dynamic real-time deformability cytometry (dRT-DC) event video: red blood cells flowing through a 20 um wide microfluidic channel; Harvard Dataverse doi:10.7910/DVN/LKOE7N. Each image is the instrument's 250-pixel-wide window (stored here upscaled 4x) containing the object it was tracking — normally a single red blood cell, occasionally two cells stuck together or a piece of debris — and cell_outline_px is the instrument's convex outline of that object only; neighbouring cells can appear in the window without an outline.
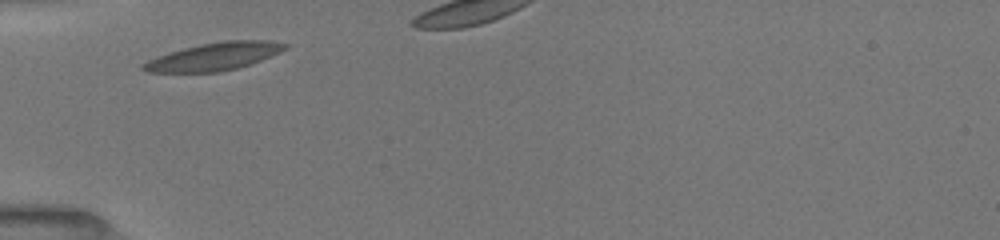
{"species": "common noctule bat (a hibernating species)", "species_latin": "Nyctalus noctula", "temperature_condition": "room temperature", "stored_images_in_passage": 8, "camera_frame_rate_fps": 3000, "um_per_image_px": 0.085, "animal": {"sex": "female", "body_mass_g": 19.5, "forearm_length_mm": 54.1}, "frame": {"image": 1, "passage_image": 1, "time_ms": 0.0, "image_size_px": [1000, 240], "cell_outline_px": [[288, 48], [272, 56], [236, 68], [220, 72], [148, 72], [140, 68], [140, 64], [156, 56], [168, 52], [200, 44], [224, 40], [268, 40], [288, 44]], "centroid_in_image_um": [18.18, 4.8], "position_along_channel_um": 66.8, "area_um2": 22.95}}
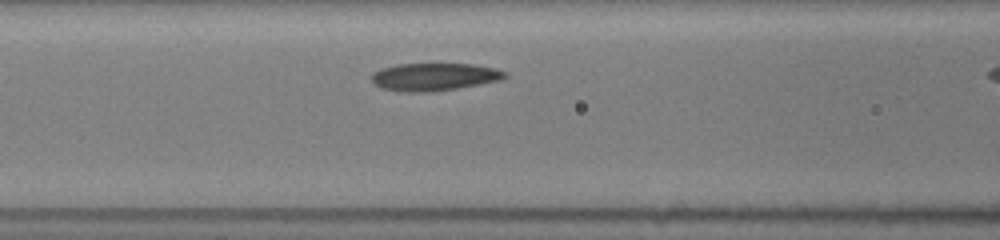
{"frame": {"image": 2, "passage_image": 6, "time_ms": 1.667, "image_size_px": [1000, 240], "cell_outline_px": [[508, 76], [500, 80], [480, 84], [432, 92], [404, 92], [380, 88], [372, 80], [372, 72], [380, 68], [396, 64], [472, 64], [496, 68], [508, 72]], "centroid_in_image_um": [36.91, 6.53], "position_along_channel_um": 129.7, "area_um2": 21.62}}